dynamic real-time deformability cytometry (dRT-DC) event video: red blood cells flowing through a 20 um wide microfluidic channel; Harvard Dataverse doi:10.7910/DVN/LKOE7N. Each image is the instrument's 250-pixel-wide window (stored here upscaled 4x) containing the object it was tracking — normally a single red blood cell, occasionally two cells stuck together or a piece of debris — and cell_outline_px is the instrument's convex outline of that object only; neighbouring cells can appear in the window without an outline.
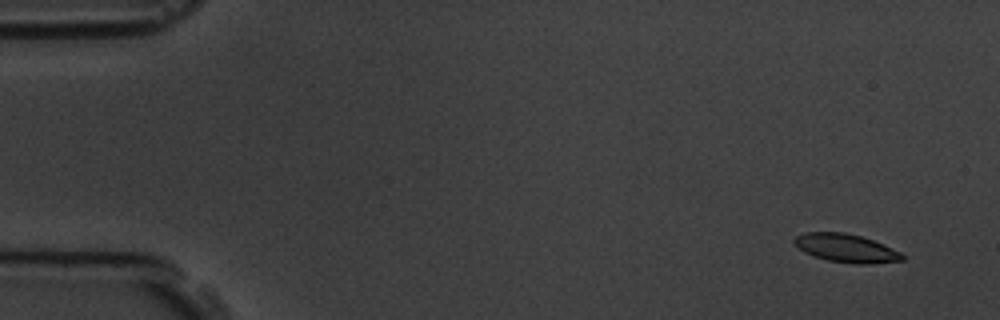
{"species": "common noctule bat (a hibernating species)", "species_latin": "Nyctalus noctula", "temperature_condition": "room temperature", "stored_images_in_passage": 4, "camera_frame_rate_fps": 3000, "um_per_image_px": 0.085, "animal": {"sex": "male", "body_mass_g": 19.5, "forearm_length_mm": 54.6}, "frame": {"image": 1, "passage_image": 1, "time_ms": 0.0, "image_size_px": [1000, 320], "cell_outline_px": [[904, 260], [864, 264], [856, 264], [828, 260], [804, 252], [792, 244], [792, 240], [796, 236], [804, 232], [844, 232], [860, 236], [884, 244], [900, 252], [904, 256]], "centroid_in_image_um": [71.88, 21.08], "position_along_channel_um": 13.1, "area_um2": 17.74}}
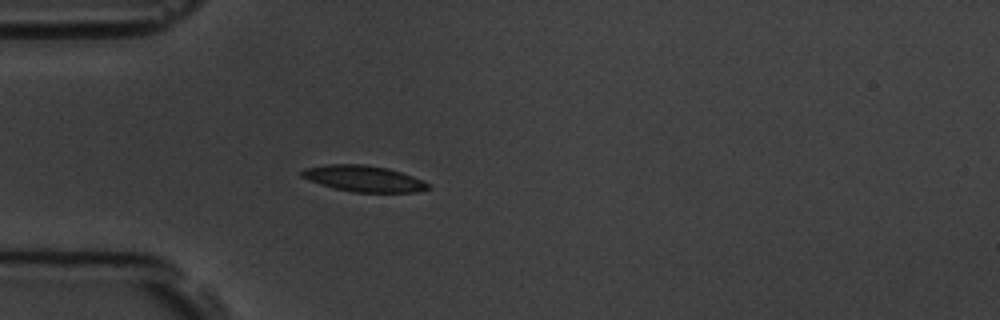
{"frame": {"image": 2, "passage_image": 4, "time_ms": 4.333, "image_size_px": [1000, 320], "cell_outline_px": [[428, 188], [416, 192], [352, 192], [320, 184], [308, 180], [300, 176], [300, 172], [304, 168], [328, 164], [364, 164], [388, 168], [412, 176], [428, 184]], "centroid_in_image_um": [30.84, 15.17], "position_along_channel_um": 54.2, "area_um2": 19.02}}